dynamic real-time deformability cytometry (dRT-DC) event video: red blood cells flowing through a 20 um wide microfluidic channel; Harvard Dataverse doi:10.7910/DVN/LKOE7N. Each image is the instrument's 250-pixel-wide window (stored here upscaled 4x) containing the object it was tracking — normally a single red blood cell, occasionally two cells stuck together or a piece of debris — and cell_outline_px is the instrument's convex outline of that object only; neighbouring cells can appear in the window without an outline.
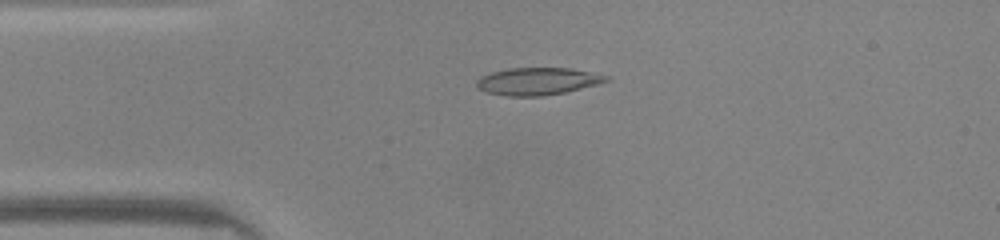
{"species": "common noctule bat (a hibernating species)", "species_latin": "Nyctalus noctula", "temperature_condition": "warm", "stored_images_in_passage": 48, "camera_frame_rate_fps": 3000, "um_per_image_px": 0.085, "animal": {"sex": "male", "body_mass_g": 20.0, "forearm_length_mm": 53.3}, "frame": {"image": 1, "passage_image": 11, "time_ms": 3.333, "image_size_px": [1000, 240], "cell_outline_px": [[608, 80], [596, 84], [564, 92], [544, 96], [508, 96], [488, 92], [480, 88], [476, 84], [476, 80], [480, 76], [492, 72], [508, 68], [568, 68], [608, 76]], "centroid_in_image_um": [45.64, 6.9], "position_along_channel_um": 39.4, "area_um2": 20.23}}
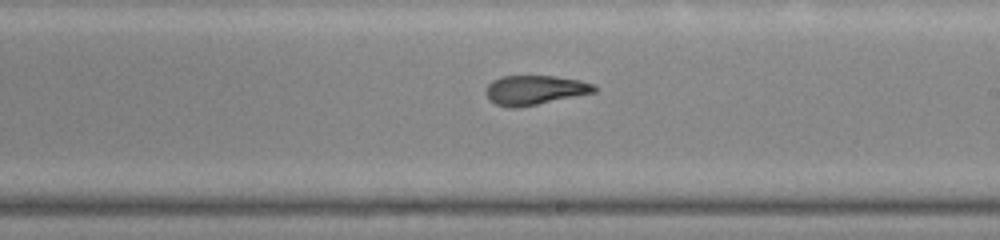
{"frame": {"image": 2, "passage_image": 27, "time_ms": 8.667, "image_size_px": [1000, 240], "cell_outline_px": [[596, 92], [516, 108], [512, 108], [496, 104], [484, 92], [488, 84], [492, 80], [500, 76], [552, 76], [580, 80], [592, 84], [596, 88]], "centroid_in_image_um": [45.43, 7.64], "position_along_channel_um": 243.6, "area_um2": 18.32}}
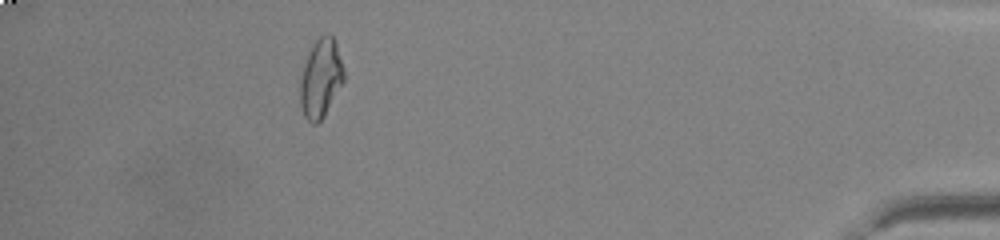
{"frame": {"image": 3, "passage_image": 43, "time_ms": 14.0, "image_size_px": [1000, 240], "cell_outline_px": [[344, 80], [324, 116], [316, 124], [312, 124], [304, 116], [300, 104], [300, 80], [308, 48], [320, 36], [332, 36], [336, 44], [344, 68]], "centroid_in_image_um": [27.24, 6.66], "position_along_channel_um": 408.0, "area_um2": 19.94}, "authors_computed_cell_mechanics": {"area_um2": 19.7098, "velocity_mm_per_s": 4.2354, "shape_relaxation_time_tau1_ms": null, "shape_relaxation_time_tau2_ms": 1.915, "deformation_change_tau1": null, "deformation_change_tau2": 0.0952}}